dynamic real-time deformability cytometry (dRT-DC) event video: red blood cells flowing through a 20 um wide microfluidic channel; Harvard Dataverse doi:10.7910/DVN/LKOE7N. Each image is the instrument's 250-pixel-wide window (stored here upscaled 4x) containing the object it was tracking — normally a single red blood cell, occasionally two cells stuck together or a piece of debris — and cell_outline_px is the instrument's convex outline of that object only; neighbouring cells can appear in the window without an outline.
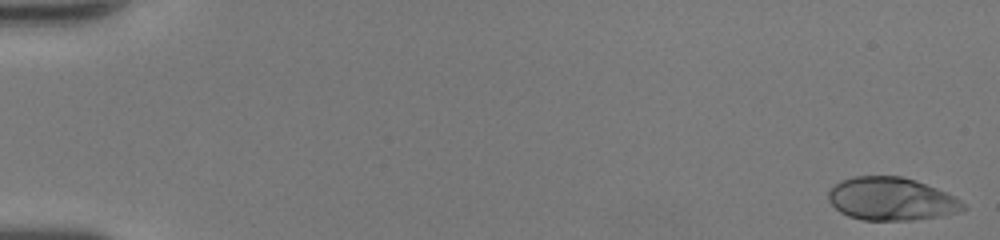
{"species": "human", "species_latin": "Homo sapiens", "temperature_condition": "room temperature", "stored_images_in_passage": 50, "camera_frame_rate_fps": 3000, "um_per_image_px": 0.085, "donor": {"sex": "female"}, "frame": {"image": 1, "passage_image": 1, "time_ms": 0.0, "image_size_px": [1000, 240], "cell_outline_px": [[968, 208], [960, 212], [940, 216], [912, 220], [864, 220], [848, 216], [840, 212], [828, 200], [828, 192], [840, 180], [856, 176], [900, 176], [916, 180], [936, 188], [960, 200]], "centroid_in_image_um": [75.76, 16.91], "position_along_channel_um": 9.2, "area_um2": 33.64}}
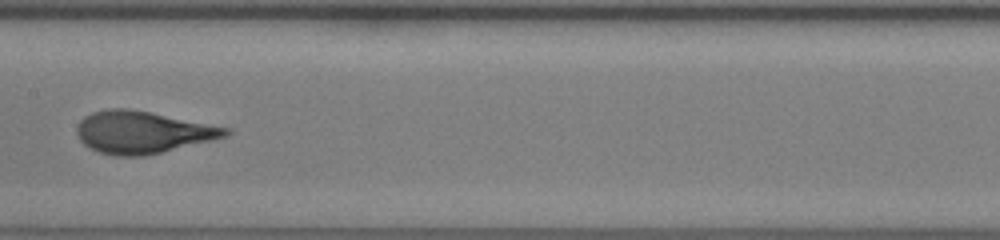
{"frame": {"image": 2, "passage_image": 27, "time_ms": 8.667, "image_size_px": [1000, 240], "cell_outline_px": [[232, 132], [228, 136], [212, 140], [144, 156], [120, 156], [100, 152], [84, 144], [80, 140], [76, 132], [76, 128], [80, 120], [84, 116], [92, 112], [108, 108], [128, 108], [232, 128]], "centroid_in_image_um": [12.13, 11.23], "position_along_channel_um": 195.3, "area_um2": 36.41}}
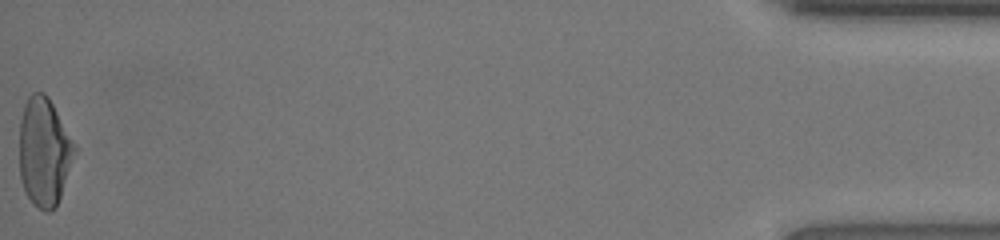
{"frame": {"image": 3, "passage_image": 50, "time_ms": 16.333, "image_size_px": [1000, 240], "cell_outline_px": [[76, 152], [56, 208], [48, 212], [44, 212], [28, 196], [20, 180], [20, 120], [24, 104], [28, 96], [32, 92], [44, 92], [48, 96], [76, 148]], "centroid_in_image_um": [3.74, 12.9], "position_along_channel_um": 431.5, "area_um2": 34.51}, "authors_computed_cell_mechanics": {"area_um2": 35.0557, "velocity_mm_per_s": 4.2874, "shape_relaxation_time_tau1_ms": 5.8906, "shape_relaxation_time_tau2_ms": null, "deformation_change_tau1": 0.2733, "deformation_change_tau2": null}}